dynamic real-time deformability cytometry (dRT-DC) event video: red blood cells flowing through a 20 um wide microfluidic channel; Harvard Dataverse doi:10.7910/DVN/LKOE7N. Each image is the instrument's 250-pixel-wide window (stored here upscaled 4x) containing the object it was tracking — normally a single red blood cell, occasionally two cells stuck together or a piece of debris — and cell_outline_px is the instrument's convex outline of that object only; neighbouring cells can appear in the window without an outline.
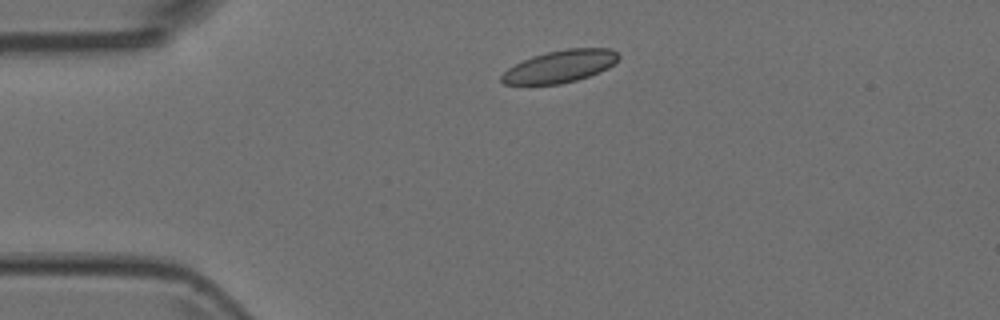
{"species": "Egyptian fruit bat (a non-hibernating species)", "species_latin": "Rousettus aegyptiacus", "temperature_condition": "room temperature", "stored_images_in_passage": 1, "camera_frame_rate_fps": 3000, "um_per_image_px": 0.085, "animal": {"sex": "female"}, "frame": {"image": 1, "passage_image": 1, "time_ms": 0.0, "image_size_px": [1000, 320], "cell_outline_px": [[620, 56], [608, 68], [600, 72], [576, 80], [560, 84], [504, 84], [500, 80], [500, 76], [508, 68], [532, 56], [548, 52], [568, 48], [612, 48]], "centroid_in_image_um": [47.61, 5.64], "position_along_channel_um": 37.4, "area_um2": 21.79}}